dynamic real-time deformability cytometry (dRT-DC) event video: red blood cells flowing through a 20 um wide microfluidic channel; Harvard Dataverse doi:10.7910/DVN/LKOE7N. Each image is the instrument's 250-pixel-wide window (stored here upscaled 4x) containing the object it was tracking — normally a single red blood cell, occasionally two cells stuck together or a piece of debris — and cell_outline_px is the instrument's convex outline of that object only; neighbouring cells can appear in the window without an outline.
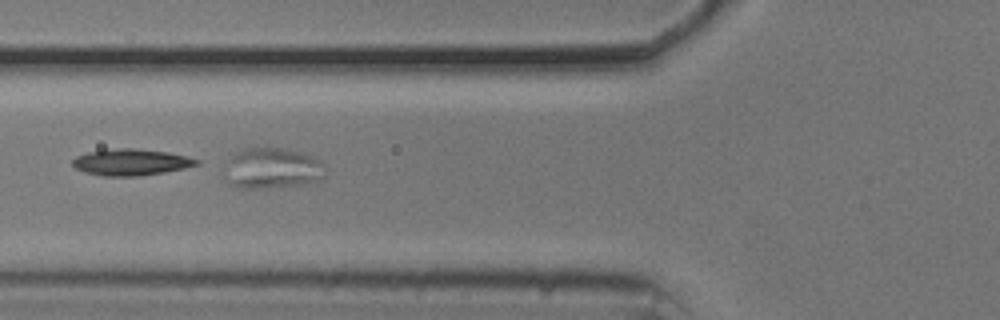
{"species": "common noctule bat (a hibernating species)", "species_latin": "Nyctalus noctula", "temperature_condition": "cold", "stored_images_in_passage": 29, "camera_frame_rate_fps": 3000, "um_per_image_px": 0.085, "animal": {"sex": "male", "body_mass_g": 20.5, "forearm_length_mm": 52.5}, "frame": {"image": 1, "passage_image": 10, "time_ms": 3.0, "image_size_px": [1000, 320], "cell_outline_px": [[324, 176], [320, 180], [312, 184], [260, 188], [232, 188], [228, 184], [220, 172], [224, 164], [240, 148], [288, 148], [312, 156], [320, 160], [324, 164]], "centroid_in_image_um": [23.07, 14.32], "position_along_channel_um": 102.7, "area_um2": 24.85}}
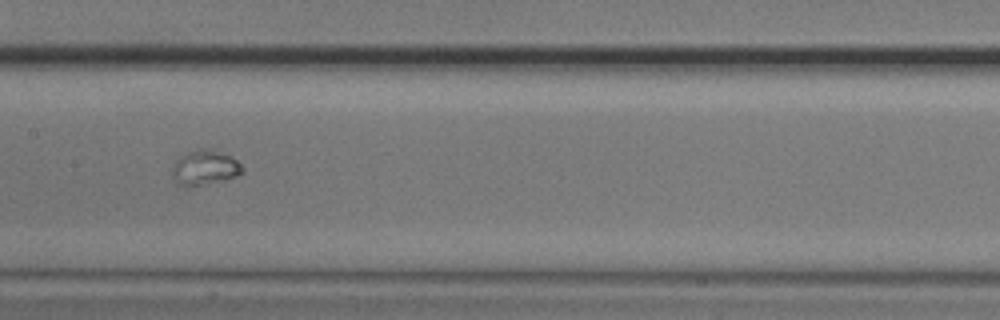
{"frame": {"image": 2, "passage_image": 18, "time_ms": 5.667, "image_size_px": [1000, 320], "cell_outline_px": [[244, 172], [236, 176], [224, 180], [188, 188], [184, 188], [176, 180], [172, 172], [172, 168], [176, 160], [180, 156], [196, 148], [212, 148], [236, 160], [244, 168]], "centroid_in_image_um": [17.4, 14.25], "position_along_channel_um": 190.0, "area_um2": 14.33}}
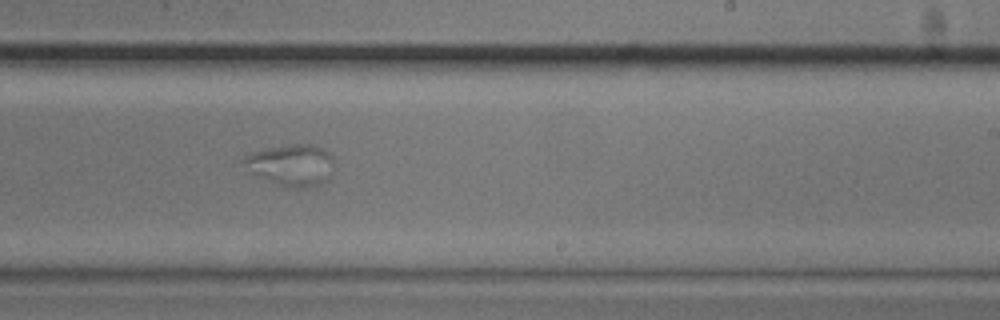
{"frame": {"image": 3, "passage_image": 25, "time_ms": 8.0, "image_size_px": [1000, 320], "cell_outline_px": [[332, 160], [328, 180], [312, 188], [284, 188], [256, 176], [248, 172], [240, 160], [244, 156], [252, 152], [268, 148], [288, 144], [312, 144], [324, 148], [332, 156]], "centroid_in_image_um": [24.7, 14.05], "position_along_channel_um": 264.3, "area_um2": 22.37}}